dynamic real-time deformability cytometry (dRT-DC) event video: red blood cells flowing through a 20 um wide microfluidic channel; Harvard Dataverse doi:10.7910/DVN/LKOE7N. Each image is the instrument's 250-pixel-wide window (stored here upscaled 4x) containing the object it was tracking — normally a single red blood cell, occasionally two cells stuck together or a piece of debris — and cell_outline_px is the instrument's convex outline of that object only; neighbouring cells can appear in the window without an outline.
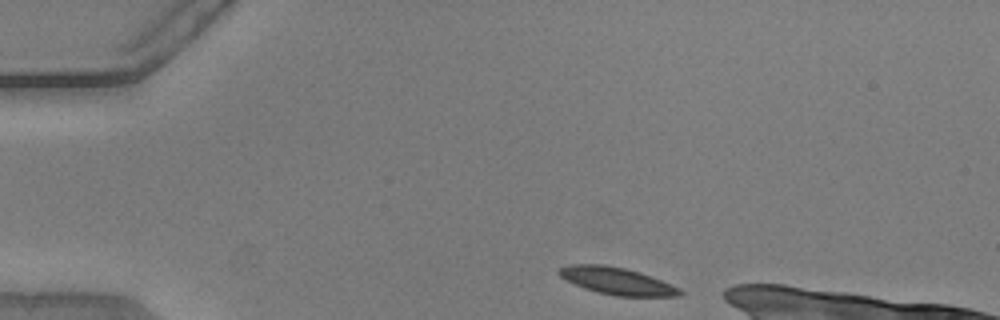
{"species": "common noctule bat (a hibernating species)", "species_latin": "Nyctalus noctula", "temperature_condition": "warm", "stored_images_in_passage": 44, "camera_frame_rate_fps": 3000, "um_per_image_px": 0.085, "animal": {"sex": "male", "body_mass_g": 20.5, "forearm_length_mm": 52.5}, "frame": {"image": 1, "passage_image": 1, "time_ms": 0.0, "image_size_px": [1000, 320], "cell_outline_px": [[684, 292], [680, 296], [616, 296], [596, 292], [584, 288], [560, 276], [556, 272], [560, 268], [568, 264], [604, 264], [624, 268], [640, 272], [680, 288]], "centroid_in_image_um": [52.43, 23.88], "position_along_channel_um": 32.6, "area_um2": 19.02}}
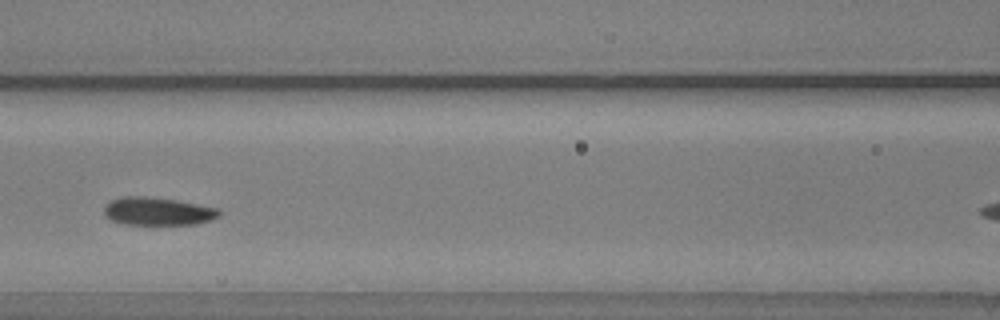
{"frame": {"image": 2, "passage_image": 15, "time_ms": 4.667, "image_size_px": [1000, 320], "cell_outline_px": [[220, 216], [212, 220], [196, 224], [152, 228], [124, 224], [112, 220], [104, 216], [104, 204], [112, 200], [124, 196], [144, 196], [176, 200], [220, 208]], "centroid_in_image_um": [13.42, 18.02], "position_along_channel_um": 153.2, "area_um2": 19.88}}
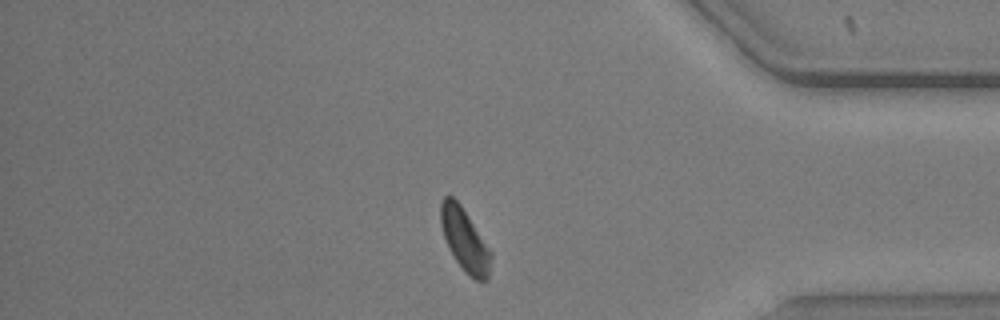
{"frame": {"image": 3, "passage_image": 36, "time_ms": 11.667, "image_size_px": [1000, 320], "cell_outline_px": [[492, 256], [488, 280], [476, 280], [468, 276], [464, 272], [448, 248], [440, 224], [440, 204], [444, 196], [452, 196], [460, 204], [492, 252]], "centroid_in_image_um": [39.5, 20.42], "position_along_channel_um": 395.7, "area_um2": 18.32}, "authors_computed_cell_mechanics": {"area_um2": 19.1029, "velocity_mm_per_s": 3.7913, "shape_relaxation_time_tau1_ms": 2.2346, "shape_relaxation_time_tau2_ms": 5.2087, "deformation_change_tau1": 0.1316, "deformation_change_tau2": 0.0934}}